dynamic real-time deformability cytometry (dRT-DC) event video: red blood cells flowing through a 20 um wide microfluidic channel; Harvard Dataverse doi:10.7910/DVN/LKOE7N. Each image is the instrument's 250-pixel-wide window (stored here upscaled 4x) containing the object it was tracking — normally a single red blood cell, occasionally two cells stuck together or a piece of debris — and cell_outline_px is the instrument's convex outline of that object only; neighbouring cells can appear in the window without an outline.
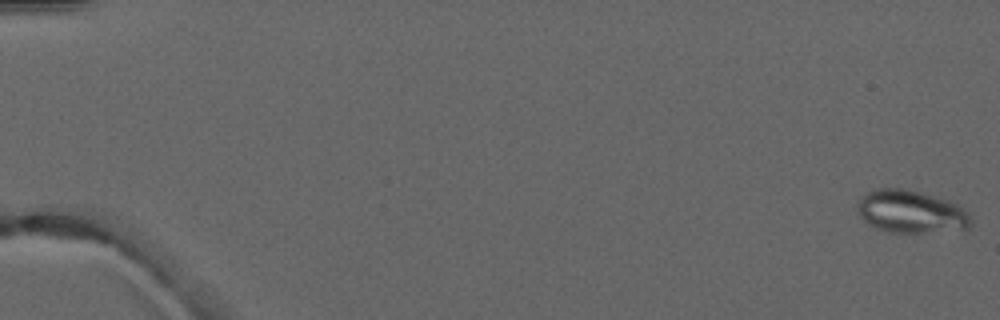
{"species": "common noctule bat (a hibernating species)", "species_latin": "Nyctalus noctula", "temperature_condition": "warm", "stored_images_in_passage": 5, "camera_frame_rate_fps": 3000, "um_per_image_px": 0.085, "animal": {"sex": "male", "forearm_length_mm": 52.5}, "frame": {"image": 1, "passage_image": 1, "time_ms": 0.0, "image_size_px": [1000, 320], "cell_outline_px": [[972, 224], [968, 232], [888, 232], [876, 228], [868, 224], [860, 216], [856, 204], [860, 196], [872, 188], [912, 188], [948, 200], [956, 204], [968, 212], [972, 220]], "centroid_in_image_um": [77.48, 17.99], "position_along_channel_um": 7.5, "area_um2": 29.3}}